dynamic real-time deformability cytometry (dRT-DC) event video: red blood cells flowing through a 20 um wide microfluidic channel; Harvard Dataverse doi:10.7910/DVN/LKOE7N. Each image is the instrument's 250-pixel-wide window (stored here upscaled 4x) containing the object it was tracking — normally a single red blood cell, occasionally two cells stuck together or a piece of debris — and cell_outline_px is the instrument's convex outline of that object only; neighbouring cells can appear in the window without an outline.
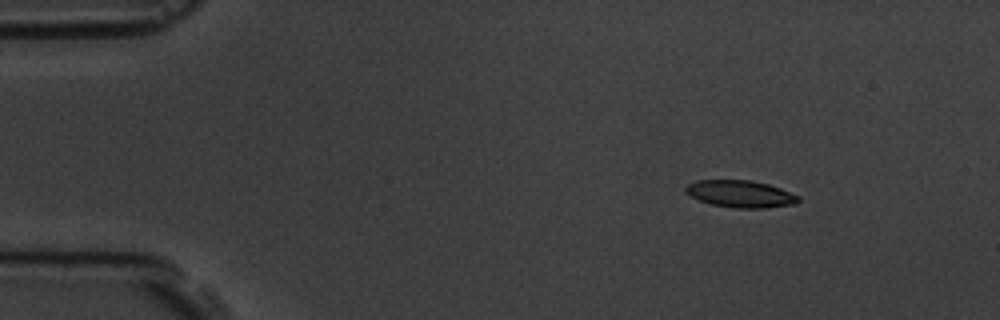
{"species": "common noctule bat (a hibernating species)", "species_latin": "Nyctalus noctula", "temperature_condition": "room temperature", "stored_images_in_passage": 9, "camera_frame_rate_fps": 3000, "um_per_image_px": 0.085, "animal": {"sex": "male", "body_mass_g": 19.5, "forearm_length_mm": 54.6}, "frame": {"image": 1, "passage_image": 2, "time_ms": 1.0, "image_size_px": [1000, 320], "cell_outline_px": [[800, 200], [796, 204], [764, 208], [736, 208], [712, 204], [700, 200], [692, 196], [684, 188], [688, 184], [696, 180], [752, 180], [768, 184], [780, 188], [800, 196]], "centroid_in_image_um": [62.99, 16.48], "position_along_channel_um": 22.0, "area_um2": 17.69}}
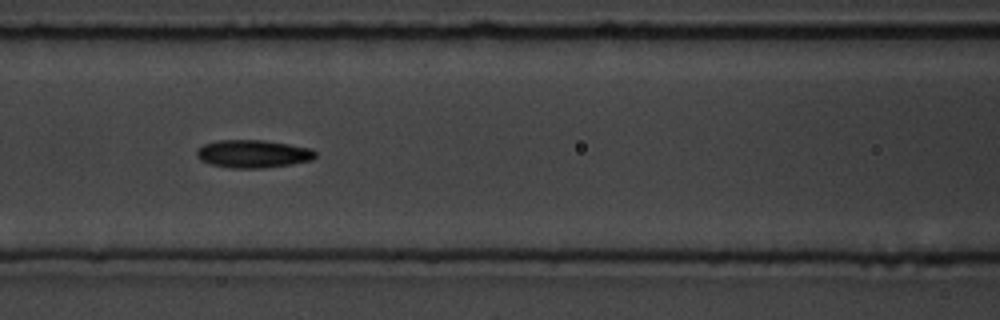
{"frame": {"image": 2, "passage_image": 7, "time_ms": 6.667, "image_size_px": [1000, 320], "cell_outline_px": [[316, 156], [312, 160], [292, 164], [264, 168], [232, 168], [212, 164], [200, 160], [196, 156], [196, 152], [204, 144], [216, 140], [264, 140], [312, 148], [316, 152]], "centroid_in_image_um": [21.53, 13.07], "position_along_channel_um": 145.1, "area_um2": 19.31}}
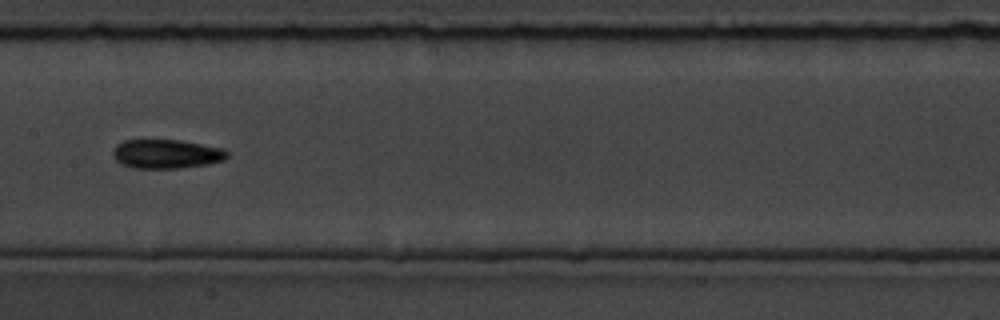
{"frame": {"image": 3, "passage_image": 8, "time_ms": 8.0, "image_size_px": [1000, 320], "cell_outline_px": [[228, 156], [224, 160], [208, 164], [180, 168], [132, 168], [116, 160], [112, 156], [112, 152], [116, 144], [124, 140], [180, 140], [224, 148], [228, 152]], "centroid_in_image_um": [14.15, 13.08], "position_along_channel_um": 193.3, "area_um2": 19.42}}